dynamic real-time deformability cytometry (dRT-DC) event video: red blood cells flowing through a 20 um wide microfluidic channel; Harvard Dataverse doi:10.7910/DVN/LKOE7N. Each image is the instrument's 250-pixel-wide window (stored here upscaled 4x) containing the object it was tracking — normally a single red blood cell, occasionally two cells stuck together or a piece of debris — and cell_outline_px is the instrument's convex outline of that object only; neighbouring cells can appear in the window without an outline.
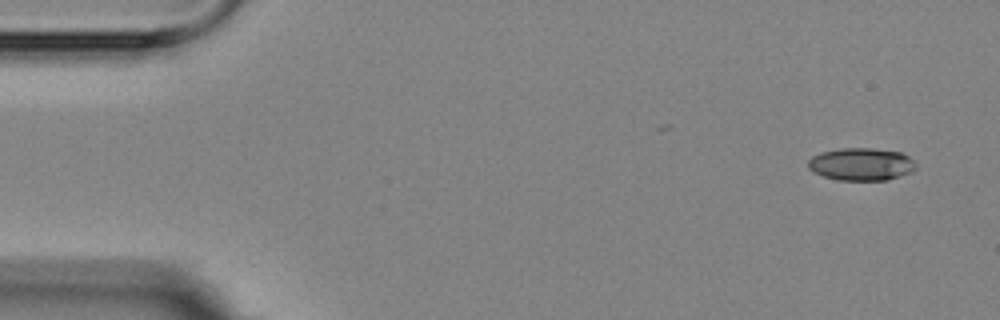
{"species": "Egyptian fruit bat (a non-hibernating species)", "species_latin": "Rousettus aegyptiacus", "temperature_condition": "room temperature", "stored_images_in_passage": 11, "camera_frame_rate_fps": 3000, "um_per_image_px": 0.085, "animal": {"sex": "female"}, "frame": {"image": 1, "passage_image": 1, "time_ms": 0.0, "image_size_px": [1000, 320], "cell_outline_px": [[916, 168], [912, 172], [888, 180], [836, 180], [812, 172], [808, 168], [808, 160], [812, 156], [820, 152], [840, 148], [872, 148], [900, 152], [908, 156], [916, 164]], "centroid_in_image_um": [73.19, 13.96], "position_along_channel_um": 11.8, "area_um2": 20.63}}
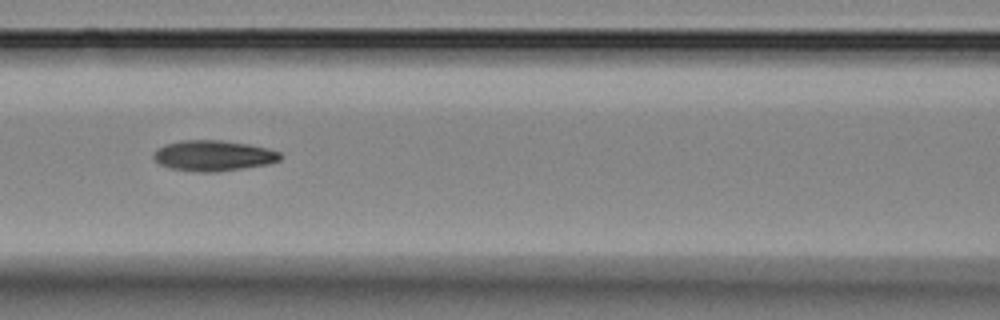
{"frame": {"image": 2, "passage_image": 7, "time_ms": 7.0, "image_size_px": [1000, 320], "cell_outline_px": [[280, 160], [268, 164], [244, 168], [216, 172], [200, 172], [168, 168], [160, 164], [152, 156], [152, 152], [156, 148], [164, 144], [180, 140], [220, 140], [248, 144], [280, 152]], "centroid_in_image_um": [18.07, 13.23], "position_along_channel_um": 148.5, "area_um2": 22.66}}
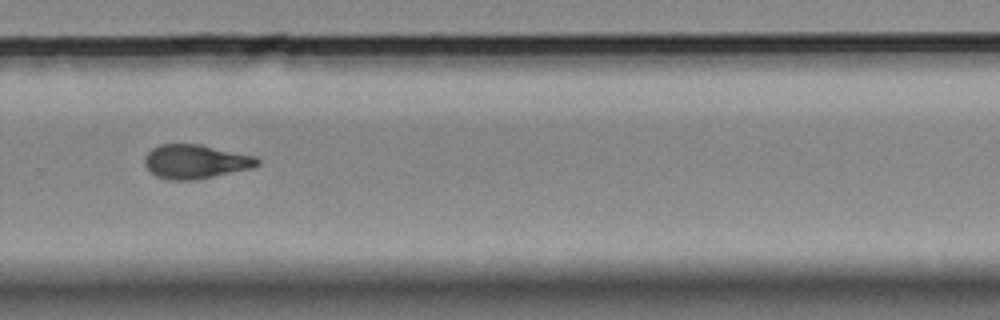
{"frame": {"image": 3, "passage_image": 11, "time_ms": 11.667, "image_size_px": [1000, 320], "cell_outline_px": [[260, 164], [252, 168], [196, 180], [168, 180], [156, 176], [144, 164], [144, 156], [152, 148], [160, 144], [196, 144], [256, 156], [260, 160]], "centroid_in_image_um": [16.61, 13.74], "position_along_channel_um": 313.2, "area_um2": 22.31}}